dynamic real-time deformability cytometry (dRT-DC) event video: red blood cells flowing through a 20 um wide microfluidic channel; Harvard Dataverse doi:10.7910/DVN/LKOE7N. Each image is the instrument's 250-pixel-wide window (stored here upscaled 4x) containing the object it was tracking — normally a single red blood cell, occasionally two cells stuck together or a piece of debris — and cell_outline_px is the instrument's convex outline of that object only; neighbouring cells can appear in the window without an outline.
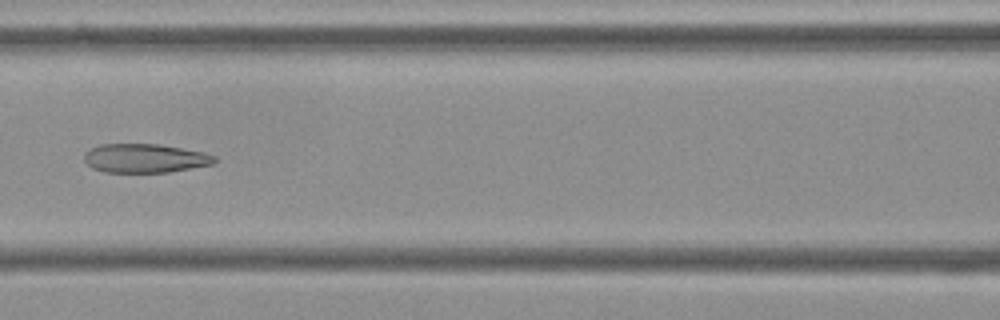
{"species": "Egyptian fruit bat (a non-hibernating species)", "species_latin": "Rousettus aegyptiacus", "temperature_condition": "cold", "stored_images_in_passage": 6, "camera_frame_rate_fps": 3000, "um_per_image_px": 0.085, "frame": {"image": 1, "passage_image": 6, "time_ms": 1.667, "image_size_px": [1000, 320], "cell_outline_px": [[216, 160], [212, 164], [168, 172], [104, 172], [92, 168], [84, 160], [84, 152], [100, 144], [160, 144], [204, 152], [216, 156]], "centroid_in_image_um": [12.3, 13.44], "position_along_channel_um": 154.3, "area_um2": 21.91}}